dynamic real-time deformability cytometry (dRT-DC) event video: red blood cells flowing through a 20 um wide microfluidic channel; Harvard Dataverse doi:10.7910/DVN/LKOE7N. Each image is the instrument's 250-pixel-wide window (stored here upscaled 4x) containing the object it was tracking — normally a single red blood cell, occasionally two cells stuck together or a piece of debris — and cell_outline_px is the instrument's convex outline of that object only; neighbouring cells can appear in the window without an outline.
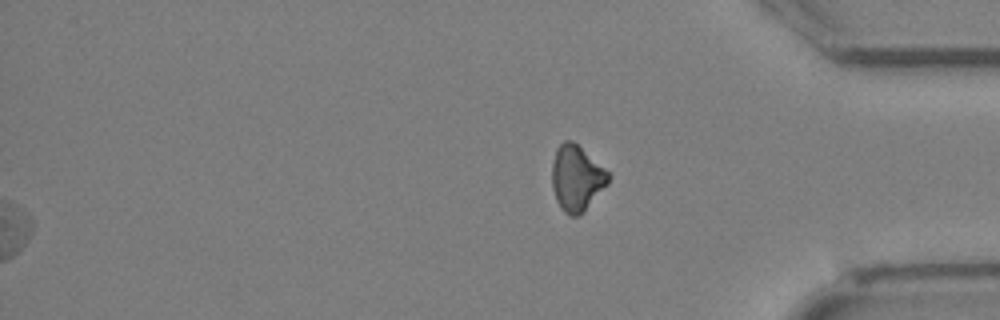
{"species": "Egyptian fruit bat (a non-hibernating species)", "species_latin": "Rousettus aegyptiacus", "temperature_condition": "cold", "stored_images_in_passage": 26, "segment_of_instrument_passage": [2, 2], "camera_frame_rate_fps": 3000, "um_per_image_px": 0.085, "animal": {"sex": "female"}, "frame": {"image": 1, "passage_image": 26, "time_ms": 8.333, "image_size_px": [1000, 320], "cell_outline_px": [[612, 172], [608, 184], [584, 212], [580, 216], [568, 216], [560, 208], [556, 200], [552, 188], [552, 164], [556, 148], [564, 140], [572, 140]], "centroid_in_image_um": [49.04, 15.15], "position_along_channel_um": 386.2, "area_um2": 22.14}}